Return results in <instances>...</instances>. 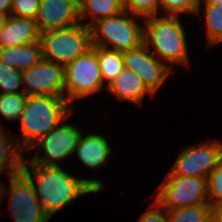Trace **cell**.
I'll use <instances>...</instances> for the list:
<instances>
[{"mask_svg": "<svg viewBox=\"0 0 222 222\" xmlns=\"http://www.w3.org/2000/svg\"><path fill=\"white\" fill-rule=\"evenodd\" d=\"M64 169L61 166L23 165L22 172L33 183L49 219L82 195L98 193L106 188L99 179L78 178Z\"/></svg>", "mask_w": 222, "mask_h": 222, "instance_id": "1", "label": "cell"}, {"mask_svg": "<svg viewBox=\"0 0 222 222\" xmlns=\"http://www.w3.org/2000/svg\"><path fill=\"white\" fill-rule=\"evenodd\" d=\"M73 110V106L63 96H27L18 120L22 138L17 140L21 149L27 153L33 144L66 120Z\"/></svg>", "mask_w": 222, "mask_h": 222, "instance_id": "2", "label": "cell"}, {"mask_svg": "<svg viewBox=\"0 0 222 222\" xmlns=\"http://www.w3.org/2000/svg\"><path fill=\"white\" fill-rule=\"evenodd\" d=\"M143 42L170 68L174 64L189 66L185 29L180 16L155 15L143 19Z\"/></svg>", "mask_w": 222, "mask_h": 222, "instance_id": "3", "label": "cell"}, {"mask_svg": "<svg viewBox=\"0 0 222 222\" xmlns=\"http://www.w3.org/2000/svg\"><path fill=\"white\" fill-rule=\"evenodd\" d=\"M140 18L124 10L96 21L90 26L92 46L120 52L139 46L143 43V25L136 20Z\"/></svg>", "mask_w": 222, "mask_h": 222, "instance_id": "4", "label": "cell"}, {"mask_svg": "<svg viewBox=\"0 0 222 222\" xmlns=\"http://www.w3.org/2000/svg\"><path fill=\"white\" fill-rule=\"evenodd\" d=\"M44 60L67 65L92 48L90 27L83 23L40 34Z\"/></svg>", "mask_w": 222, "mask_h": 222, "instance_id": "5", "label": "cell"}, {"mask_svg": "<svg viewBox=\"0 0 222 222\" xmlns=\"http://www.w3.org/2000/svg\"><path fill=\"white\" fill-rule=\"evenodd\" d=\"M64 76V97L71 105L75 100L90 97L107 88L93 48L65 65Z\"/></svg>", "mask_w": 222, "mask_h": 222, "instance_id": "6", "label": "cell"}, {"mask_svg": "<svg viewBox=\"0 0 222 222\" xmlns=\"http://www.w3.org/2000/svg\"><path fill=\"white\" fill-rule=\"evenodd\" d=\"M81 134L80 128L63 121L29 148L28 151L35 149L36 154L24 165L60 166L58 161L74 155Z\"/></svg>", "mask_w": 222, "mask_h": 222, "instance_id": "7", "label": "cell"}, {"mask_svg": "<svg viewBox=\"0 0 222 222\" xmlns=\"http://www.w3.org/2000/svg\"><path fill=\"white\" fill-rule=\"evenodd\" d=\"M155 192V201L166 210L209 203L205 177L166 175Z\"/></svg>", "mask_w": 222, "mask_h": 222, "instance_id": "8", "label": "cell"}, {"mask_svg": "<svg viewBox=\"0 0 222 222\" xmlns=\"http://www.w3.org/2000/svg\"><path fill=\"white\" fill-rule=\"evenodd\" d=\"M201 142L182 148L170 171L166 175L205 177L222 161V142Z\"/></svg>", "mask_w": 222, "mask_h": 222, "instance_id": "9", "label": "cell"}, {"mask_svg": "<svg viewBox=\"0 0 222 222\" xmlns=\"http://www.w3.org/2000/svg\"><path fill=\"white\" fill-rule=\"evenodd\" d=\"M8 212L14 222H49V217L36 196L34 185L23 173L9 176Z\"/></svg>", "mask_w": 222, "mask_h": 222, "instance_id": "10", "label": "cell"}, {"mask_svg": "<svg viewBox=\"0 0 222 222\" xmlns=\"http://www.w3.org/2000/svg\"><path fill=\"white\" fill-rule=\"evenodd\" d=\"M122 55L124 68L132 70L140 77L153 94L157 93L172 72L171 68L160 61L144 42L135 48L123 51Z\"/></svg>", "mask_w": 222, "mask_h": 222, "instance_id": "11", "label": "cell"}, {"mask_svg": "<svg viewBox=\"0 0 222 222\" xmlns=\"http://www.w3.org/2000/svg\"><path fill=\"white\" fill-rule=\"evenodd\" d=\"M22 81L27 96L64 97V65L42 59L37 65L22 71Z\"/></svg>", "mask_w": 222, "mask_h": 222, "instance_id": "12", "label": "cell"}, {"mask_svg": "<svg viewBox=\"0 0 222 222\" xmlns=\"http://www.w3.org/2000/svg\"><path fill=\"white\" fill-rule=\"evenodd\" d=\"M40 33L81 23L79 0H40L35 18Z\"/></svg>", "mask_w": 222, "mask_h": 222, "instance_id": "13", "label": "cell"}, {"mask_svg": "<svg viewBox=\"0 0 222 222\" xmlns=\"http://www.w3.org/2000/svg\"><path fill=\"white\" fill-rule=\"evenodd\" d=\"M74 153L84 166L99 170L111 157L112 149L104 135L100 133L84 135L82 132Z\"/></svg>", "mask_w": 222, "mask_h": 222, "instance_id": "14", "label": "cell"}, {"mask_svg": "<svg viewBox=\"0 0 222 222\" xmlns=\"http://www.w3.org/2000/svg\"><path fill=\"white\" fill-rule=\"evenodd\" d=\"M40 34L34 19L9 15L5 25L0 29V48L38 42Z\"/></svg>", "mask_w": 222, "mask_h": 222, "instance_id": "15", "label": "cell"}, {"mask_svg": "<svg viewBox=\"0 0 222 222\" xmlns=\"http://www.w3.org/2000/svg\"><path fill=\"white\" fill-rule=\"evenodd\" d=\"M106 90L119 101H127L134 105L142 104L146 94L154 95L141 78L127 68L120 72L117 78L107 86Z\"/></svg>", "mask_w": 222, "mask_h": 222, "instance_id": "16", "label": "cell"}, {"mask_svg": "<svg viewBox=\"0 0 222 222\" xmlns=\"http://www.w3.org/2000/svg\"><path fill=\"white\" fill-rule=\"evenodd\" d=\"M43 59L41 42L0 48V61L20 71L37 65Z\"/></svg>", "mask_w": 222, "mask_h": 222, "instance_id": "17", "label": "cell"}, {"mask_svg": "<svg viewBox=\"0 0 222 222\" xmlns=\"http://www.w3.org/2000/svg\"><path fill=\"white\" fill-rule=\"evenodd\" d=\"M0 126V173L14 176L22 172L25 157L15 136Z\"/></svg>", "mask_w": 222, "mask_h": 222, "instance_id": "18", "label": "cell"}, {"mask_svg": "<svg viewBox=\"0 0 222 222\" xmlns=\"http://www.w3.org/2000/svg\"><path fill=\"white\" fill-rule=\"evenodd\" d=\"M79 7L81 23L88 27L100 19L115 16L124 11L123 0H79Z\"/></svg>", "mask_w": 222, "mask_h": 222, "instance_id": "19", "label": "cell"}, {"mask_svg": "<svg viewBox=\"0 0 222 222\" xmlns=\"http://www.w3.org/2000/svg\"><path fill=\"white\" fill-rule=\"evenodd\" d=\"M92 48L97 53L102 80L104 84L107 83V87L124 69L122 52L97 46H92Z\"/></svg>", "mask_w": 222, "mask_h": 222, "instance_id": "20", "label": "cell"}, {"mask_svg": "<svg viewBox=\"0 0 222 222\" xmlns=\"http://www.w3.org/2000/svg\"><path fill=\"white\" fill-rule=\"evenodd\" d=\"M202 8L204 9L206 44L210 48L222 43V4H199L197 15L202 13Z\"/></svg>", "mask_w": 222, "mask_h": 222, "instance_id": "21", "label": "cell"}, {"mask_svg": "<svg viewBox=\"0 0 222 222\" xmlns=\"http://www.w3.org/2000/svg\"><path fill=\"white\" fill-rule=\"evenodd\" d=\"M212 215L210 203L166 210L167 222H207Z\"/></svg>", "mask_w": 222, "mask_h": 222, "instance_id": "22", "label": "cell"}, {"mask_svg": "<svg viewBox=\"0 0 222 222\" xmlns=\"http://www.w3.org/2000/svg\"><path fill=\"white\" fill-rule=\"evenodd\" d=\"M27 95L24 92L15 94L0 93V115L7 121L18 122L24 110Z\"/></svg>", "mask_w": 222, "mask_h": 222, "instance_id": "23", "label": "cell"}, {"mask_svg": "<svg viewBox=\"0 0 222 222\" xmlns=\"http://www.w3.org/2000/svg\"><path fill=\"white\" fill-rule=\"evenodd\" d=\"M20 89H22L20 91ZM23 91L22 71L0 61V93L15 94Z\"/></svg>", "mask_w": 222, "mask_h": 222, "instance_id": "24", "label": "cell"}, {"mask_svg": "<svg viewBox=\"0 0 222 222\" xmlns=\"http://www.w3.org/2000/svg\"><path fill=\"white\" fill-rule=\"evenodd\" d=\"M159 13L162 11L165 15L181 16L188 13L197 15L200 0H158Z\"/></svg>", "mask_w": 222, "mask_h": 222, "instance_id": "25", "label": "cell"}, {"mask_svg": "<svg viewBox=\"0 0 222 222\" xmlns=\"http://www.w3.org/2000/svg\"><path fill=\"white\" fill-rule=\"evenodd\" d=\"M208 202L212 207L222 205V161L207 177Z\"/></svg>", "mask_w": 222, "mask_h": 222, "instance_id": "26", "label": "cell"}, {"mask_svg": "<svg viewBox=\"0 0 222 222\" xmlns=\"http://www.w3.org/2000/svg\"><path fill=\"white\" fill-rule=\"evenodd\" d=\"M123 5L126 12L141 17L142 20L159 15L158 0H123Z\"/></svg>", "mask_w": 222, "mask_h": 222, "instance_id": "27", "label": "cell"}, {"mask_svg": "<svg viewBox=\"0 0 222 222\" xmlns=\"http://www.w3.org/2000/svg\"><path fill=\"white\" fill-rule=\"evenodd\" d=\"M39 5L40 0H12L10 15L35 20Z\"/></svg>", "mask_w": 222, "mask_h": 222, "instance_id": "28", "label": "cell"}, {"mask_svg": "<svg viewBox=\"0 0 222 222\" xmlns=\"http://www.w3.org/2000/svg\"><path fill=\"white\" fill-rule=\"evenodd\" d=\"M138 222H167L166 209L154 201L151 209L144 212Z\"/></svg>", "mask_w": 222, "mask_h": 222, "instance_id": "29", "label": "cell"}, {"mask_svg": "<svg viewBox=\"0 0 222 222\" xmlns=\"http://www.w3.org/2000/svg\"><path fill=\"white\" fill-rule=\"evenodd\" d=\"M12 0H0V12L10 15Z\"/></svg>", "mask_w": 222, "mask_h": 222, "instance_id": "30", "label": "cell"}, {"mask_svg": "<svg viewBox=\"0 0 222 222\" xmlns=\"http://www.w3.org/2000/svg\"><path fill=\"white\" fill-rule=\"evenodd\" d=\"M213 216L217 222H222V205L213 207Z\"/></svg>", "mask_w": 222, "mask_h": 222, "instance_id": "31", "label": "cell"}, {"mask_svg": "<svg viewBox=\"0 0 222 222\" xmlns=\"http://www.w3.org/2000/svg\"><path fill=\"white\" fill-rule=\"evenodd\" d=\"M8 17H9L8 14L0 12V29L5 25Z\"/></svg>", "mask_w": 222, "mask_h": 222, "instance_id": "32", "label": "cell"}, {"mask_svg": "<svg viewBox=\"0 0 222 222\" xmlns=\"http://www.w3.org/2000/svg\"><path fill=\"white\" fill-rule=\"evenodd\" d=\"M1 174V173H0ZM6 188L4 186V184L2 182H0V202L2 201V199L6 200Z\"/></svg>", "mask_w": 222, "mask_h": 222, "instance_id": "33", "label": "cell"}, {"mask_svg": "<svg viewBox=\"0 0 222 222\" xmlns=\"http://www.w3.org/2000/svg\"><path fill=\"white\" fill-rule=\"evenodd\" d=\"M200 4H222V0H200Z\"/></svg>", "mask_w": 222, "mask_h": 222, "instance_id": "34", "label": "cell"}, {"mask_svg": "<svg viewBox=\"0 0 222 222\" xmlns=\"http://www.w3.org/2000/svg\"><path fill=\"white\" fill-rule=\"evenodd\" d=\"M207 222H217V220L212 215Z\"/></svg>", "mask_w": 222, "mask_h": 222, "instance_id": "35", "label": "cell"}]
</instances>
